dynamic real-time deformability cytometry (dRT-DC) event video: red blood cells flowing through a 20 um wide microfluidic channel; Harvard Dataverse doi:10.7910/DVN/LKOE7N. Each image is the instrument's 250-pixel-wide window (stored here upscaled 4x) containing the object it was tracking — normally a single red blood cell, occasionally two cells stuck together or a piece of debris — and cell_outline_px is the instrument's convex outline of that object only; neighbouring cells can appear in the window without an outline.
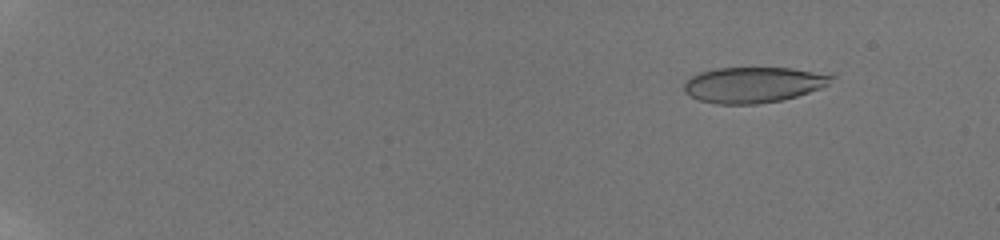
{"species": "human", "species_latin": "Homo sapiens", "temperature_condition": "room temperature", "stored_images_in_passage": 51, "camera_frame_rate_fps": 3000, "um_per_image_px": 0.085, "donor": {"sex": "male"}, "frame": {"image": 1, "passage_image": 6, "time_ms": 2.333, "image_size_px": [1000, 240], "cell_outline_px": [[836, 76], [828, 84], [820, 88], [796, 96], [780, 100], [756, 104], [716, 104], [700, 100], [684, 92], [684, 80], [700, 72], [716, 68], [792, 68]], "centroid_in_image_um": [63.99, 7.2], "position_along_channel_um": 21.0, "area_um2": 30.4}}
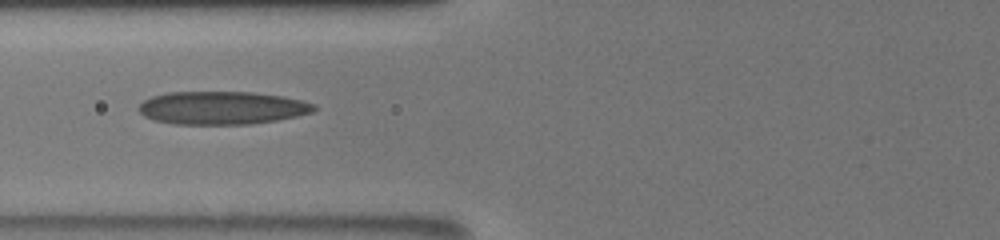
{"frame": {"image": 2, "passage_image": 32, "time_ms": 9.0, "image_size_px": [1000, 240], "cell_outline_px": [[316, 108], [312, 112], [296, 116], [276, 120], [252, 124], [172, 124], [156, 120], [144, 116], [136, 108], [144, 100], [152, 96], [168, 92], [252, 92], [280, 96], [300, 100], [316, 104]], "centroid_in_image_um": [18.84, 9.17], "position_along_channel_um": 107.0, "area_um2": 33.7}}
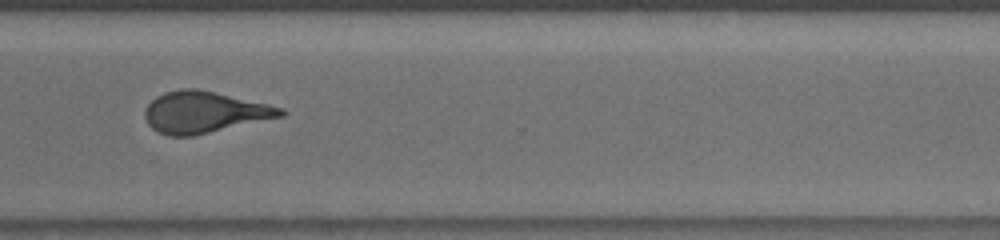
{"frame": {"image": 3, "passage_image": 44, "time_ms": 15.333, "image_size_px": [1000, 240], "cell_outline_px": [[284, 116], [192, 136], [168, 136], [152, 128], [148, 124], [144, 116], [144, 112], [148, 104], [156, 96], [164, 92], [180, 88], [196, 88], [216, 92], [268, 104], [284, 108]], "centroid_in_image_um": [17.34, 9.52], "position_along_channel_um": 353.3, "area_um2": 32.71}, "authors_computed_cell_mechanics": {"area_um2": 31.9056, "velocity_mm_per_s": 3.895, "shape_relaxation_time_tau1_ms": null, "shape_relaxation_time_tau2_ms": 1.9407, "deformation_change_tau1": null, "deformation_change_tau2": 0.1047}}